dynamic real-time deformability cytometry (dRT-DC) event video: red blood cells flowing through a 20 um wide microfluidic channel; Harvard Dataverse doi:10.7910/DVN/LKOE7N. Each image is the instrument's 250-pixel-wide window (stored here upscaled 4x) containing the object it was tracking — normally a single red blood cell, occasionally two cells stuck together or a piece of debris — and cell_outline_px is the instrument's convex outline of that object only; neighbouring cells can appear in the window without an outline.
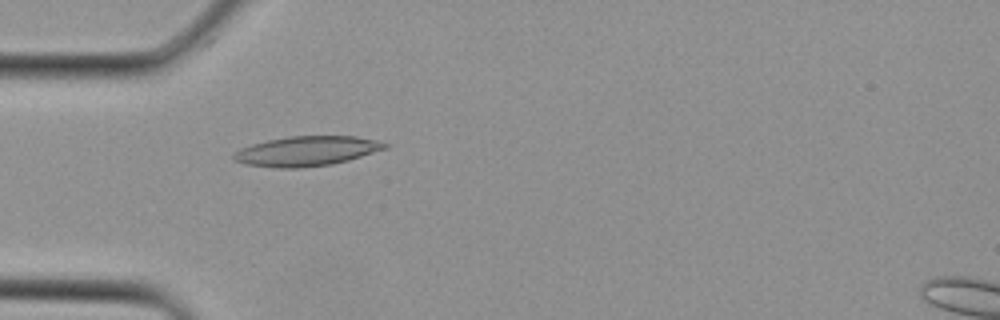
{"species": "Egyptian fruit bat (a non-hibernating species)", "species_latin": "Rousettus aegyptiacus", "temperature_condition": "cold", "stored_images_in_passage": 3, "camera_frame_rate_fps": 3000, "um_per_image_px": 0.085, "animal": {"sex": "female"}, "frame": {"image": 1, "passage_image": 2, "time_ms": 0.333, "image_size_px": [1000, 320], "cell_outline_px": [[388, 148], [348, 160], [332, 164], [300, 168], [276, 168], [244, 164], [236, 160], [232, 156], [240, 148], [252, 144], [268, 140], [288, 136], [356, 136], [380, 140], [388, 144]], "centroid_in_image_um": [26.1, 12.84], "position_along_channel_um": 58.9, "area_um2": 26.3}}